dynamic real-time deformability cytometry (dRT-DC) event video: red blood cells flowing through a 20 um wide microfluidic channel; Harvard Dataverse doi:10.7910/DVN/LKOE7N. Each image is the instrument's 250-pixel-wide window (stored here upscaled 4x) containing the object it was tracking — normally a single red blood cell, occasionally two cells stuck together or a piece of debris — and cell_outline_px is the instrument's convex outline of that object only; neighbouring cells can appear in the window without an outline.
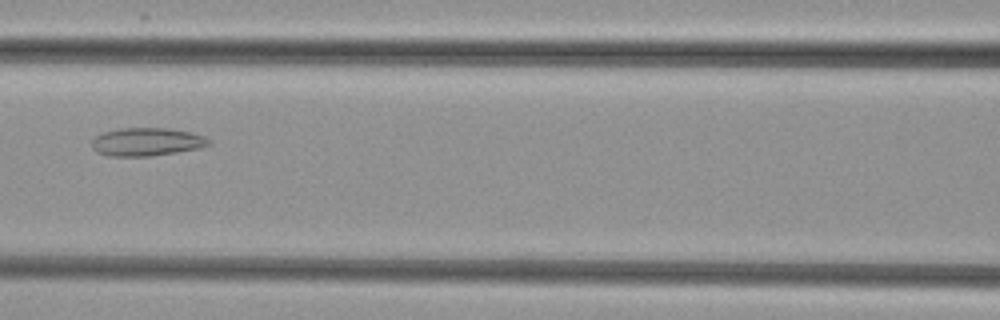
{"species": "common noctule bat (a hibernating species)", "species_latin": "Nyctalus noctula", "temperature_condition": "cold", "stored_images_in_passage": 4, "camera_frame_rate_fps": 3000, "um_per_image_px": 0.085, "animal": {"sex": "female", "body_mass_g": 29.2, "forearm_length_mm": 56.3}, "frame": {"image": 1, "passage_image": 4, "time_ms": 3.333, "image_size_px": [1000, 320], "cell_outline_px": [[212, 144], [200, 148], [152, 156], [108, 156], [96, 152], [92, 148], [92, 140], [96, 136], [104, 132], [120, 128], [168, 128], [192, 132], [204, 136], [212, 140]], "centroid_in_image_um": [12.5, 12.06], "position_along_channel_um": 154.1, "area_um2": 19.36}}